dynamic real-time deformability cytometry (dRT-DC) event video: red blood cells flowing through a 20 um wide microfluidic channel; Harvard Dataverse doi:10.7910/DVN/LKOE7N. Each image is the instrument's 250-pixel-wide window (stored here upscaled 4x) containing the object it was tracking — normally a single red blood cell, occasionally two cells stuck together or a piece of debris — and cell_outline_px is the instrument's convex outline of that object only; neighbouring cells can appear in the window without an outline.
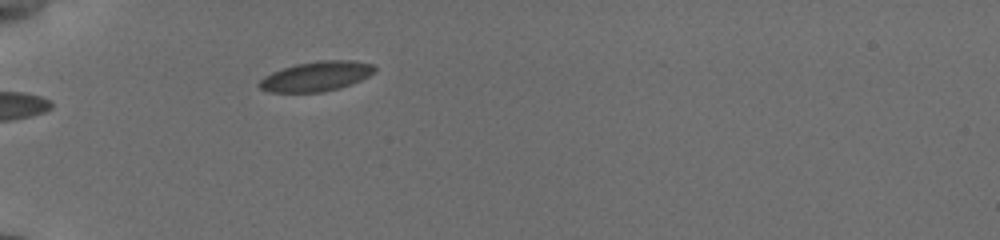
{"species": "common noctule bat (a hibernating species)", "species_latin": "Nyctalus noctula", "temperature_condition": "cold", "stored_images_in_passage": 19, "camera_frame_rate_fps": 3000, "um_per_image_px": 0.085, "animal": {"sex": "female", "body_mass_g": 19.5, "forearm_length_mm": 54.1}, "frame": {"image": 1, "passage_image": 1, "time_ms": 0.0, "image_size_px": [1000, 240], "cell_outline_px": [[376, 72], [352, 84], [340, 88], [324, 92], [268, 92], [260, 88], [256, 84], [264, 76], [272, 72], [296, 64], [316, 60], [352, 60], [372, 64], [376, 68]], "centroid_in_image_um": [26.89, 6.49], "position_along_channel_um": 58.1, "area_um2": 20.17}}